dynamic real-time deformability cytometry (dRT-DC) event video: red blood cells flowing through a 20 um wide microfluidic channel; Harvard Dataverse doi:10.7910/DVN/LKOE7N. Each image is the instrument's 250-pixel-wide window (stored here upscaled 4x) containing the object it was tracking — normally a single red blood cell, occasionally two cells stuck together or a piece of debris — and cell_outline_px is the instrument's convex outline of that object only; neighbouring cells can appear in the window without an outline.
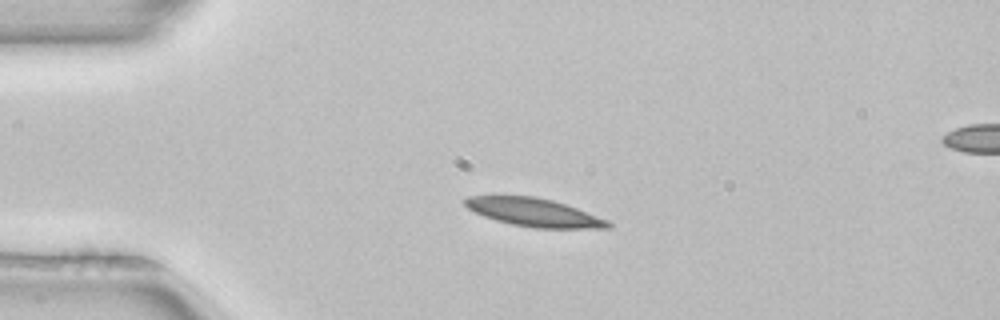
{"species": "common noctule bat (a hibernating species)", "species_latin": "Nyctalus noctula", "temperature_condition": "room temperature", "stored_images_in_passage": 41, "camera_frame_rate_fps": 3000, "um_per_image_px": 0.085, "animal": {"sex": "female", "body_mass_g": 22.7, "forearm_length_mm": 54.2}, "frame": {"image": 1, "passage_image": 1, "time_ms": 0.0, "image_size_px": [1000, 320], "cell_outline_px": [[612, 228], [532, 228], [512, 224], [496, 220], [484, 216], [468, 208], [464, 204], [464, 200], [468, 196], [536, 196], [552, 200], [576, 208], [608, 220], [612, 224]], "centroid_in_image_um": [45.4, 18.06], "position_along_channel_um": 39.6, "area_um2": 23.29}}
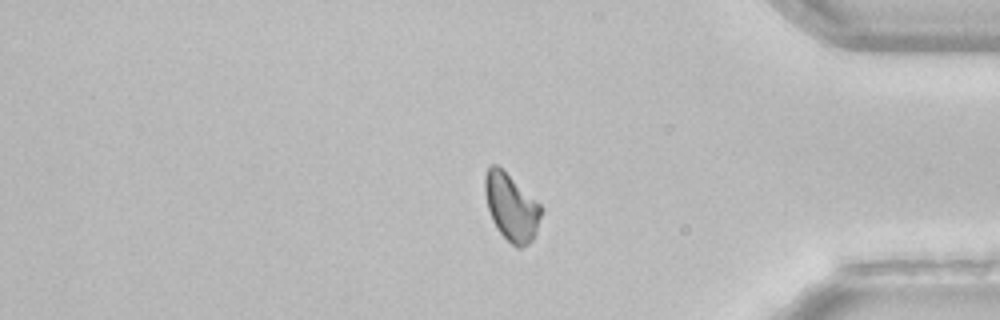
{"frame": {"image": 2, "passage_image": 32, "time_ms": 10.333, "image_size_px": [1000, 320], "cell_outline_px": [[544, 208], [536, 232], [532, 240], [528, 244], [520, 248], [516, 248], [496, 228], [492, 220], [488, 208], [484, 192], [484, 176], [488, 168], [492, 164], [496, 164], [540, 204]], "centroid_in_image_um": [43.46, 17.63], "position_along_channel_um": 391.7, "area_um2": 21.79}}